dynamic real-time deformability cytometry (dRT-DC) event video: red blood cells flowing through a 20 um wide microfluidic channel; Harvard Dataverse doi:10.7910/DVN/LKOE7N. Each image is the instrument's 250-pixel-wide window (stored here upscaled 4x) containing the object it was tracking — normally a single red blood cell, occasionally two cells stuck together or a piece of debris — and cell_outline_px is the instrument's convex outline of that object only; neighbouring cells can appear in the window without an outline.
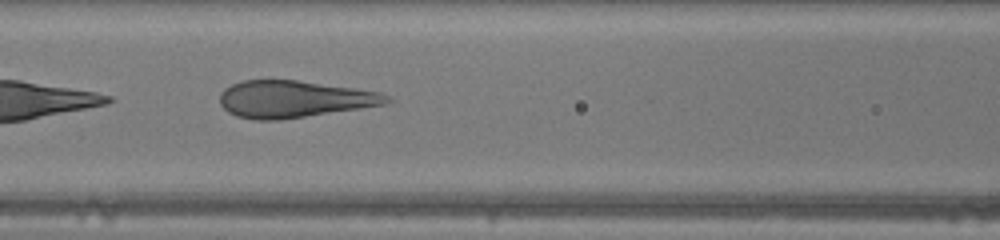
{"species": "human", "species_latin": "Homo sapiens", "temperature_condition": "warm", "stored_images_in_passage": 31, "camera_frame_rate_fps": 3000, "um_per_image_px": 0.085, "donor": {"sex": "male"}, "frame": {"image": 1, "passage_image": 6, "time_ms": 1.667, "image_size_px": [1000, 240], "cell_outline_px": [[396, 100], [388, 104], [280, 120], [256, 120], [236, 116], [228, 112], [220, 104], [220, 92], [224, 88], [232, 84], [244, 80], [296, 80], [356, 88], [380, 92]], "centroid_in_image_um": [25.01, 8.42], "position_along_channel_um": 141.6, "area_um2": 36.13}}
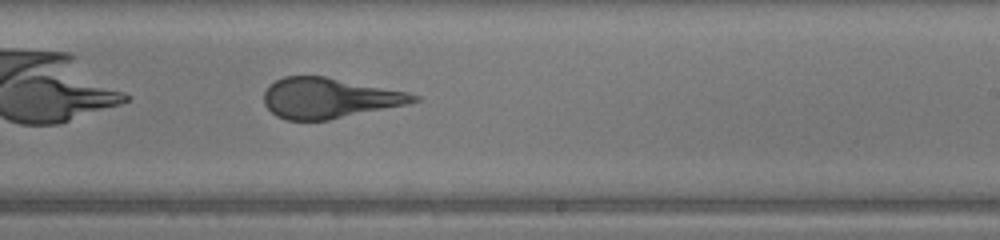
{"frame": {"image": 2, "passage_image": 14, "time_ms": 4.333, "image_size_px": [1000, 240], "cell_outline_px": [[420, 100], [408, 104], [328, 120], [288, 120], [276, 116], [264, 104], [264, 92], [276, 80], [284, 76], [324, 76], [408, 92], [420, 96]], "centroid_in_image_um": [27.98, 8.34], "position_along_channel_um": 261.0, "area_um2": 34.97}}
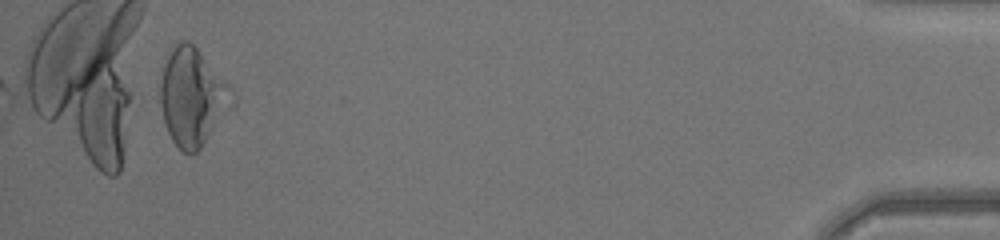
{"frame": {"image": 3, "passage_image": 30, "time_ms": 9.667, "image_size_px": [1000, 240], "cell_outline_px": [[236, 104], [200, 148], [196, 152], [184, 152], [172, 140], [168, 132], [164, 120], [160, 104], [160, 80], [164, 64], [168, 52], [172, 44], [180, 40], [188, 40], [196, 48], [232, 88], [236, 96]], "centroid_in_image_um": [16.37, 8.22], "position_along_channel_um": 418.8, "area_um2": 40.98}}